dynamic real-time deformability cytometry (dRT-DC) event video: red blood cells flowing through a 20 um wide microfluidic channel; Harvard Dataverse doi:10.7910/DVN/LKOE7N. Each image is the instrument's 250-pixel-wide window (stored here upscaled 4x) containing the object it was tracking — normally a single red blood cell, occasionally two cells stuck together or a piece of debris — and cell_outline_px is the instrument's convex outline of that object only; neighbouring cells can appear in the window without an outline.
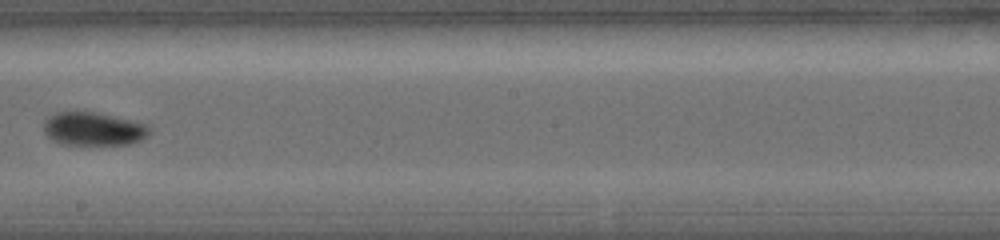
{"species": "common noctule bat (a hibernating species)", "species_latin": "Nyctalus noctula", "temperature_condition": "warm", "stored_images_in_passage": 19, "camera_frame_rate_fps": 5000, "um_per_image_px": 0.085, "animal": {"sex": "female", "body_mass_g": 19.0, "forearm_length_mm": 56.7}, "frame": {"image": 1, "passage_image": 9, "time_ms": 3.6, "image_size_px": [1000, 240], "cell_outline_px": [[148, 132], [140, 140], [128, 144], [64, 144], [56, 140], [44, 128], [44, 124], [56, 112], [96, 112], [140, 124], [148, 128]], "centroid_in_image_um": [7.92, 10.96], "position_along_channel_um": 240.3, "area_um2": 19.19}}